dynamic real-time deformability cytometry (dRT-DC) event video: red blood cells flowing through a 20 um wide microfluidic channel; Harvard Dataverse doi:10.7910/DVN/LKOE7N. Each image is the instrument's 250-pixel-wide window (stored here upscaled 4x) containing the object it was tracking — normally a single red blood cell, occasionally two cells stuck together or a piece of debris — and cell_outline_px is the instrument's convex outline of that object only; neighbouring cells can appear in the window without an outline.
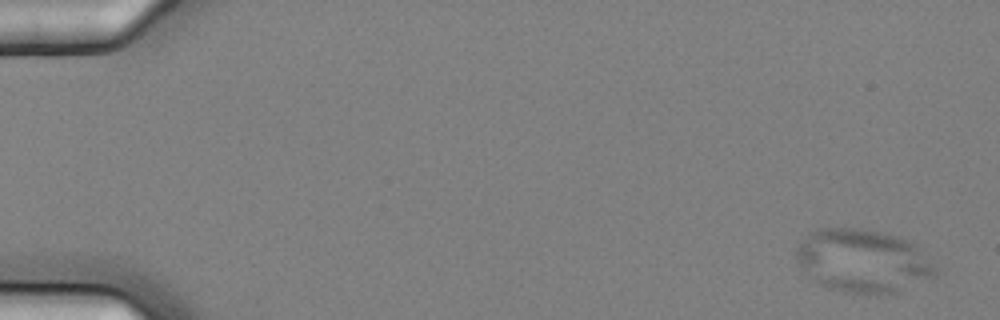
{"species": "common noctule bat (a hibernating species)", "species_latin": "Nyctalus noctula", "temperature_condition": "cold", "stored_images_in_passage": 10, "camera_frame_rate_fps": 3000, "um_per_image_px": 0.085, "animal": {"sex": "female", "body_mass_g": 25.1}, "frame": {"image": 1, "passage_image": 1, "time_ms": 0.0, "image_size_px": [1000, 320], "cell_outline_px": [[940, 272], [936, 276], [900, 292], [844, 292], [828, 288], [816, 284], [812, 280], [796, 260], [796, 248], [808, 232], [820, 228], [860, 228], [884, 232], [900, 236], [908, 240], [940, 268]], "centroid_in_image_um": [73.36, 22.16], "position_along_channel_um": 11.6, "area_um2": 51.56}}
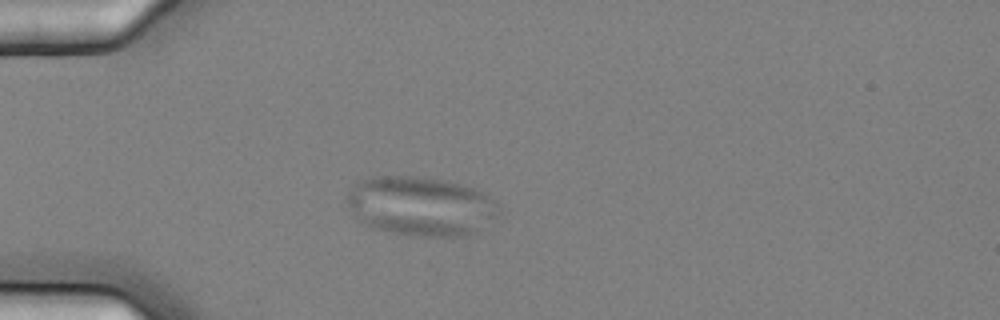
{"frame": {"image": 2, "passage_image": 5, "time_ms": 1.333, "image_size_px": [1000, 320], "cell_outline_px": [[504, 212], [500, 216], [476, 232], [464, 236], [416, 236], [376, 228], [364, 224], [352, 216], [344, 200], [348, 192], [356, 180], [372, 176], [416, 176], [440, 180], [460, 184], [476, 188], [484, 192], [496, 200]], "centroid_in_image_um": [35.78, 17.51], "position_along_channel_um": 49.2, "area_um2": 53.41}}